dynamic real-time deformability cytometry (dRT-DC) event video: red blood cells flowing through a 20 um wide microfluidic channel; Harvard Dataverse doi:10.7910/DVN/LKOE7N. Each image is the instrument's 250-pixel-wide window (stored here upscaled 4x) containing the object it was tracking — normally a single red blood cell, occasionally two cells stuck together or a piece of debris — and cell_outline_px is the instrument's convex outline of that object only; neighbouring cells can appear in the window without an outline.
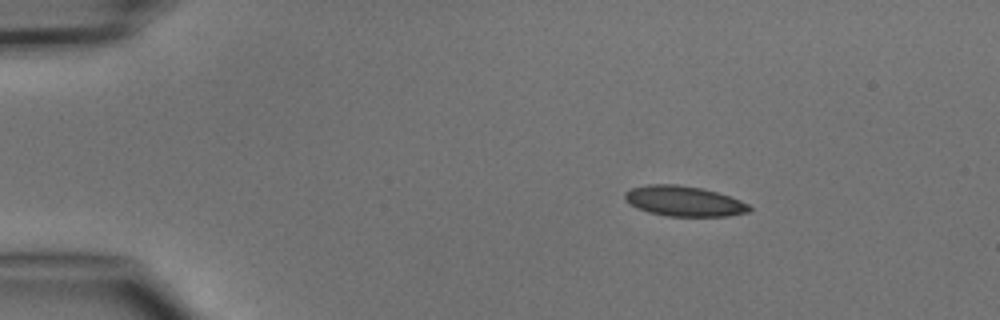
{"species": "common noctule bat (a hibernating species)", "species_latin": "Nyctalus noctula", "temperature_condition": "cold", "stored_images_in_passage": 3, "camera_frame_rate_fps": 3000, "um_per_image_px": 0.085, "animal": {"sex": "male", "body_mass_g": 15.6}, "frame": {"image": 1, "passage_image": 1, "time_ms": 0.0, "image_size_px": [1000, 320], "cell_outline_px": [[752, 208], [748, 212], [728, 216], [668, 216], [648, 212], [636, 208], [628, 204], [624, 200], [624, 192], [632, 188], [648, 184], [676, 184], [700, 188], [716, 192], [740, 200], [748, 204]], "centroid_in_image_um": [58.09, 17.1], "position_along_channel_um": 26.9, "area_um2": 21.96}}